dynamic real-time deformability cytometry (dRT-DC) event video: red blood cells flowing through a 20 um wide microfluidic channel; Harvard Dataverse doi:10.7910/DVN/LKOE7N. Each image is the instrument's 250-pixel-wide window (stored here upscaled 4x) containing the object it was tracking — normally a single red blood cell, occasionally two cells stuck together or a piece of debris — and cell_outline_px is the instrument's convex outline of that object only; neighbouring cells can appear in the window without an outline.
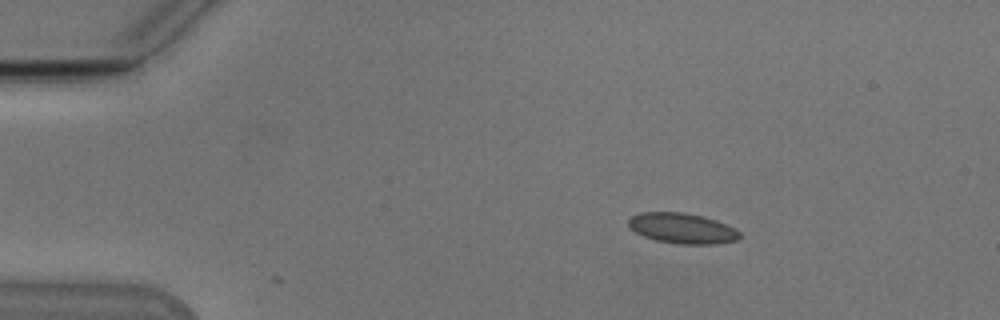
{"species": "Egyptian fruit bat (a non-hibernating species)", "species_latin": "Rousettus aegyptiacus", "temperature_condition": "cold", "stored_images_in_passage": 46, "camera_frame_rate_fps": 3000, "um_per_image_px": 0.085, "animal": {"sex": "male"}, "frame": {"image": 1, "passage_image": 1, "time_ms": 0.0, "image_size_px": [1000, 320], "cell_outline_px": [[740, 236], [736, 240], [716, 244], [676, 244], [656, 240], [644, 236], [636, 232], [628, 224], [628, 220], [632, 216], [640, 212], [684, 212], [700, 216], [724, 224], [740, 232]], "centroid_in_image_um": [57.95, 19.41], "position_along_channel_um": 27.1, "area_um2": 19.36}}
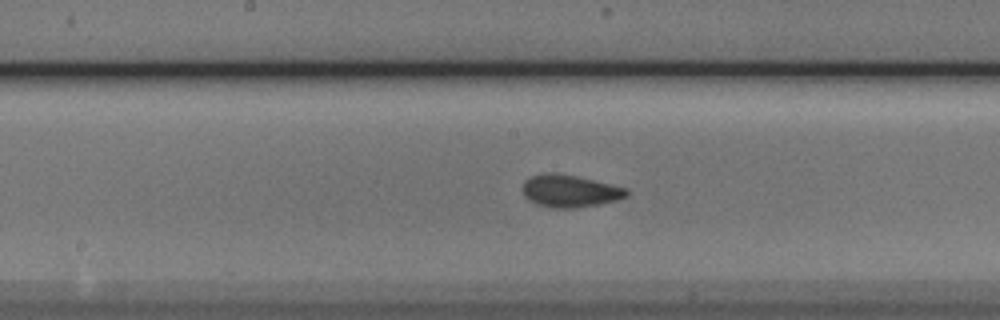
{"frame": {"image": 2, "passage_image": 20, "time_ms": 6.333, "image_size_px": [1000, 320], "cell_outline_px": [[628, 196], [616, 200], [600, 204], [576, 208], [548, 208], [536, 204], [528, 200], [524, 196], [524, 180], [532, 176], [548, 172], [556, 172], [576, 176], [628, 188]], "centroid_in_image_um": [48.43, 16.24], "position_along_channel_um": 199.8, "area_um2": 19.71}}
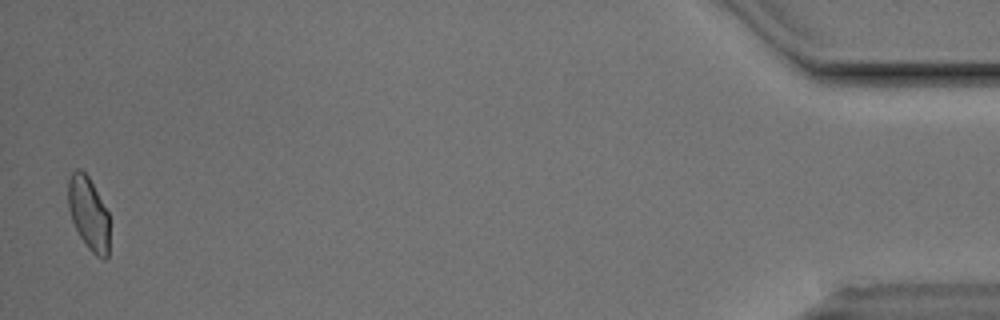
{"frame": {"image": 3, "passage_image": 45, "time_ms": 14.667, "image_size_px": [1000, 320], "cell_outline_px": [[108, 256], [104, 260], [96, 256], [88, 248], [80, 236], [72, 220], [68, 208], [68, 180], [72, 172], [76, 168], [80, 168], [88, 176], [108, 212]], "centroid_in_image_um": [7.51, 18.13], "position_along_channel_um": 427.7, "area_um2": 17.46}, "authors_computed_cell_mechanics": {"area_um2": 18.9873, "velocity_mm_per_s": 3.817, "shape_relaxation_time_tau1_ms": 6.7745, "shape_relaxation_time_tau2_ms": 1.1474, "deformation_change_tau1": 0.1036, "deformation_change_tau2": 0.0509}}